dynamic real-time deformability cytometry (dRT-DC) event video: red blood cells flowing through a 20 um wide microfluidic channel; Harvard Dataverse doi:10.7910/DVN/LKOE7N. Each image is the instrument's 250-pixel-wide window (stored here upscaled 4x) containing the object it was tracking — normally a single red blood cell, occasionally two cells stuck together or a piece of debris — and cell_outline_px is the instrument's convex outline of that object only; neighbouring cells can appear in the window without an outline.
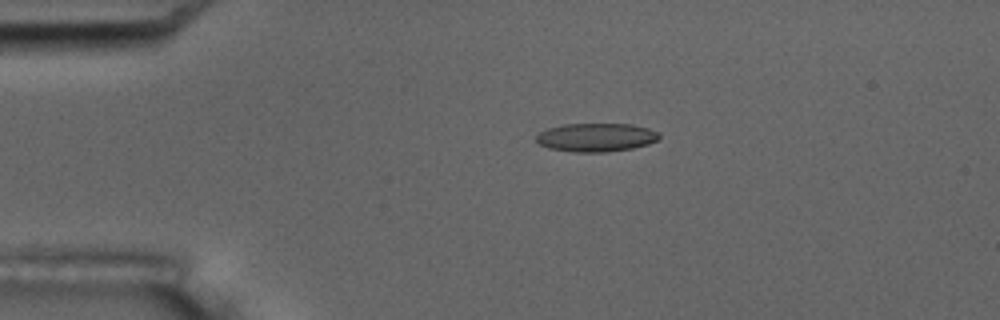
{"species": "common noctule bat (a hibernating species)", "species_latin": "Nyctalus noctula", "temperature_condition": "room temperature", "stored_images_in_passage": 6, "camera_frame_rate_fps": 3000, "um_per_image_px": 0.085, "animal": {"sex": "male", "body_mass_g": 17.5, "forearm_length_mm": 52.3}, "frame": {"image": 1, "passage_image": 4, "time_ms": 3.333, "image_size_px": [1000, 320], "cell_outline_px": [[660, 136], [656, 140], [648, 144], [632, 148], [608, 152], [576, 152], [548, 148], [540, 144], [536, 140], [536, 136], [540, 132], [548, 128], [564, 124], [632, 124], [648, 128], [660, 132]], "centroid_in_image_um": [50.68, 11.67], "position_along_channel_um": 34.3, "area_um2": 20.4}}